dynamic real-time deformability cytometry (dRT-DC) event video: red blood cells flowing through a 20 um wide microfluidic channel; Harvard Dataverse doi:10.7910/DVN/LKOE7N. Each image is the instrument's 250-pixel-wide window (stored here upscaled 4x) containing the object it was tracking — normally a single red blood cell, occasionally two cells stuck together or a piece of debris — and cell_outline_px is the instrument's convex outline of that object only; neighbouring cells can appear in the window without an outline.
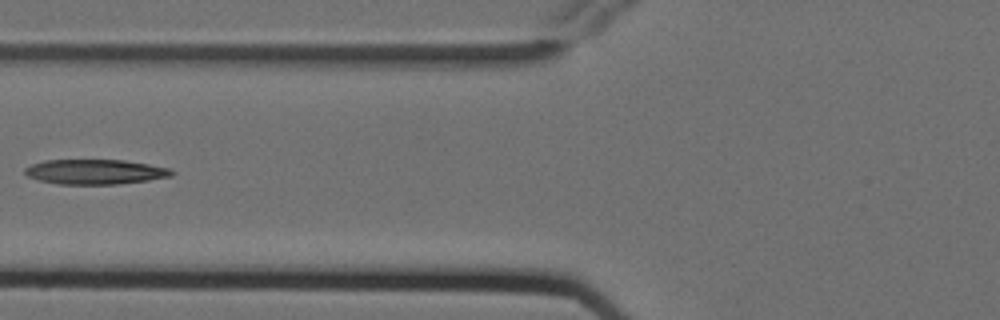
{"species": "Egyptian fruit bat (a non-hibernating species)", "species_latin": "Rousettus aegyptiacus", "temperature_condition": "cold", "stored_images_in_passage": 11, "camera_frame_rate_fps": 3000, "um_per_image_px": 0.085, "animal": {"sex": "female"}, "frame": {"image": 1, "passage_image": 7, "time_ms": 2.0, "image_size_px": [1000, 320], "cell_outline_px": [[176, 172], [172, 176], [148, 180], [116, 184], [56, 184], [40, 180], [28, 176], [24, 172], [24, 168], [32, 164], [44, 160], [124, 160], [148, 164], [168, 168]], "centroid_in_image_um": [8.08, 14.6], "position_along_channel_um": 117.7, "area_um2": 21.21}}
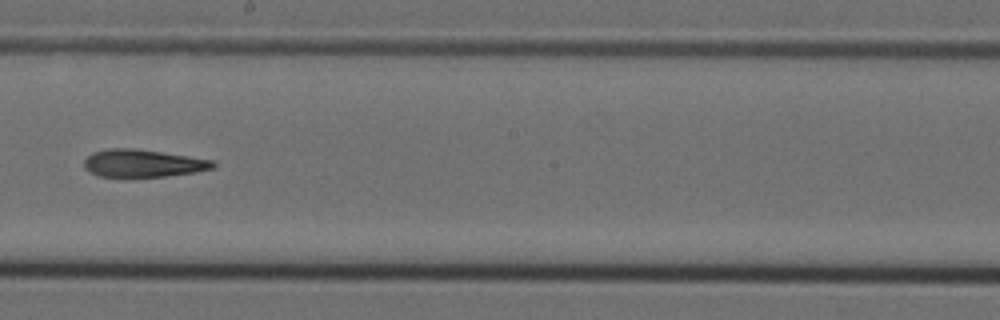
{"frame": {"image": 2, "passage_image": 10, "time_ms": 3.0, "image_size_px": [1000, 320], "cell_outline_px": [[216, 168], [196, 172], [164, 176], [100, 176], [88, 172], [84, 168], [84, 160], [92, 152], [108, 148], [132, 148], [216, 160]], "centroid_in_image_um": [12.17, 13.87], "position_along_channel_um": 236.0, "area_um2": 20.69}}
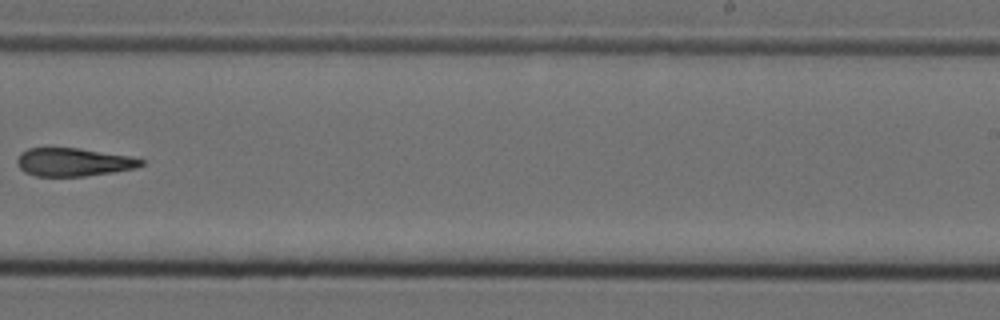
{"frame": {"image": 3, "passage_image": 11, "time_ms": 3.333, "image_size_px": [1000, 320], "cell_outline_px": [[144, 164], [136, 168], [112, 172], [84, 176], [36, 176], [24, 172], [16, 164], [16, 160], [20, 152], [28, 148], [80, 148], [128, 156], [144, 160]], "centroid_in_image_um": [6.2, 13.78], "position_along_channel_um": 282.8, "area_um2": 20.35}}